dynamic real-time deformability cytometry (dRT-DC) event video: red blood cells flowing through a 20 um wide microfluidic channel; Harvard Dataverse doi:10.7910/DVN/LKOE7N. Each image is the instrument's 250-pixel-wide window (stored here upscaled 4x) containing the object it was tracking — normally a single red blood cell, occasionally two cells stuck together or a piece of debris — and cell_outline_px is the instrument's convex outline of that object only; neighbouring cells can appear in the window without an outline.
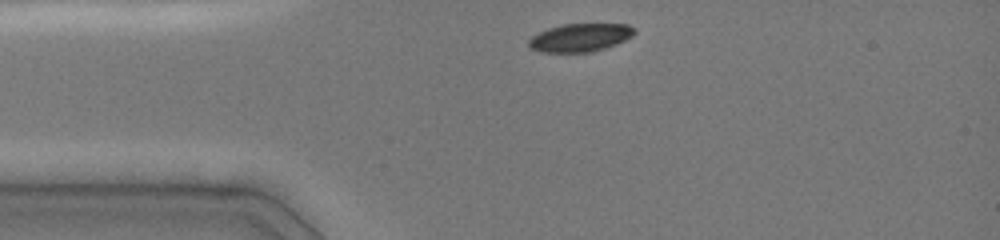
{"species": "common noctule bat (a hibernating species)", "species_latin": "Nyctalus noctula", "temperature_condition": "cold", "stored_images_in_passage": 16, "camera_frame_rate_fps": 3000, "um_per_image_px": 0.085, "animal": {"sex": "female", "body_mass_g": 19.0, "forearm_length_mm": 51.5}, "frame": {"image": 1, "passage_image": 1, "time_ms": 0.0, "image_size_px": [1000, 240], "cell_outline_px": [[636, 32], [632, 36], [616, 44], [592, 52], [540, 52], [528, 48], [528, 40], [532, 36], [548, 28], [564, 24], [628, 24], [636, 28]], "centroid_in_image_um": [49.3, 3.19], "position_along_channel_um": 35.7, "area_um2": 17.4}}